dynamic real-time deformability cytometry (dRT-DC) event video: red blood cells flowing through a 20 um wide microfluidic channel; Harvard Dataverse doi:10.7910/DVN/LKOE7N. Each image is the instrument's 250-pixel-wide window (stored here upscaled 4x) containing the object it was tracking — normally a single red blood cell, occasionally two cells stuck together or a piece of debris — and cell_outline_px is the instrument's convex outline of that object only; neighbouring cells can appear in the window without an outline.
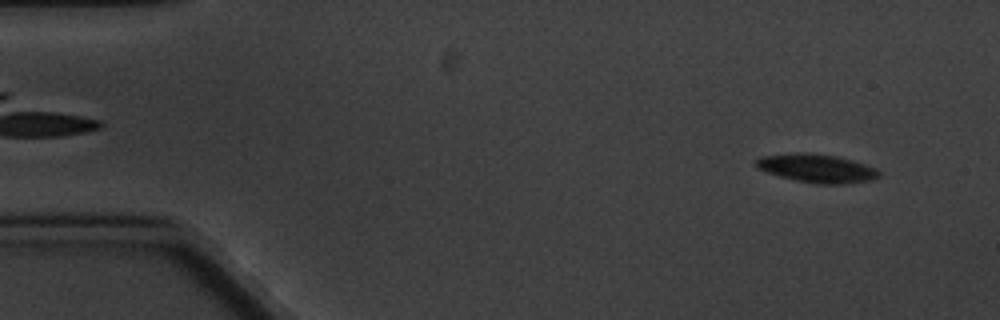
{"species": "common noctule bat (a hibernating species)", "species_latin": "Nyctalus noctula", "temperature_condition": "cold", "stored_images_in_passage": 5, "camera_frame_rate_fps": 3000, "um_per_image_px": 0.085, "animal": {"sex": "male", "body_mass_g": 20.1, "forearm_length_mm": 53.5}, "frame": {"image": 1, "passage_image": 1, "time_ms": 0.0, "image_size_px": [1000, 320], "cell_outline_px": [[880, 176], [872, 180], [840, 184], [816, 184], [796, 180], [780, 176], [768, 172], [760, 168], [756, 164], [756, 160], [760, 156], [796, 152], [808, 152], [836, 156], [852, 160], [876, 168], [880, 172]], "centroid_in_image_um": [69.45, 14.3], "position_along_channel_um": 15.5, "area_um2": 20.29}}
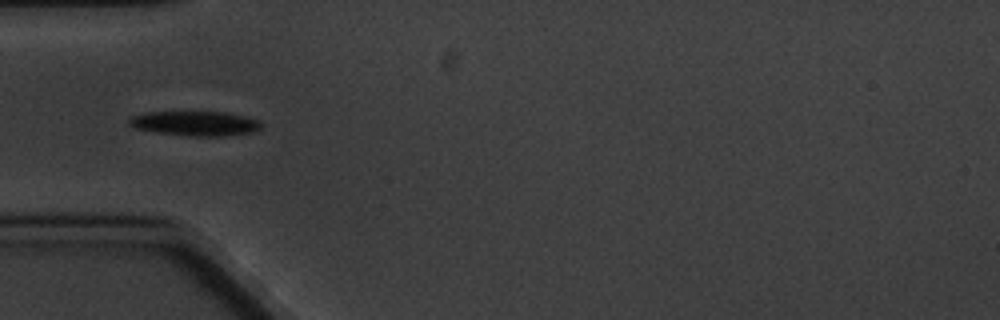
{"frame": {"image": 2, "passage_image": 5, "time_ms": 4.667, "image_size_px": [1000, 320], "cell_outline_px": [[260, 128], [252, 132], [224, 136], [192, 136], [152, 132], [136, 128], [128, 124], [128, 116], [144, 112], [224, 112], [260, 120]], "centroid_in_image_um": [16.51, 10.49], "position_along_channel_um": 68.5, "area_um2": 19.02}}